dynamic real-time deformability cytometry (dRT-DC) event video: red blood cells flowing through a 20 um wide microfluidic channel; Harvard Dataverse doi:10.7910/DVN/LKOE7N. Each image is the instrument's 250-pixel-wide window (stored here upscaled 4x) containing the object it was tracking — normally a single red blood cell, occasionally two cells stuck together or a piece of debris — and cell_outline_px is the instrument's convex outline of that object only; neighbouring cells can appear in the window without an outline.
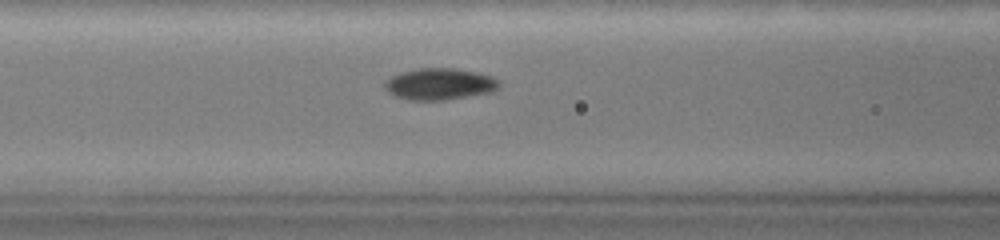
{"species": "common noctule bat (a hibernating species)", "species_latin": "Nyctalus noctula", "temperature_condition": "warm", "stored_images_in_passage": 30, "camera_frame_rate_fps": 3000, "um_per_image_px": 0.085, "animal": {"sex": "female", "body_mass_g": 19.0, "forearm_length_mm": 51.5}, "frame": {"image": 1, "passage_image": 26, "time_ms": 8.333, "image_size_px": [1000, 240], "cell_outline_px": [[500, 88], [492, 92], [448, 100], [408, 100], [396, 96], [388, 92], [384, 88], [384, 80], [400, 72], [416, 68], [452, 68], [480, 72], [492, 76], [500, 80]], "centroid_in_image_um": [37.39, 7.14], "position_along_channel_um": 129.2, "area_um2": 21.5}}